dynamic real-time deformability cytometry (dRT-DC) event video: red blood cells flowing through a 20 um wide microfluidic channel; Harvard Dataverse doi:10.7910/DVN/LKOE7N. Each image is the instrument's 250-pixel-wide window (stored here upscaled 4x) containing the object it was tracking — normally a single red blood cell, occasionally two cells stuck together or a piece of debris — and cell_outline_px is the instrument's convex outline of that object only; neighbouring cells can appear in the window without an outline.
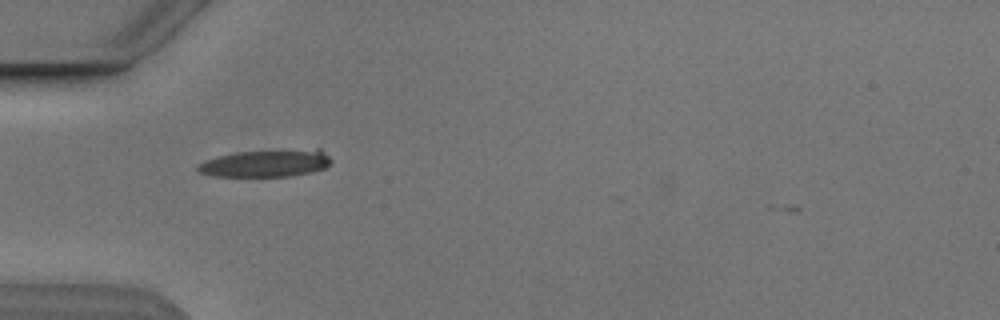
{"species": "Egyptian fruit bat (a non-hibernating species)", "species_latin": "Rousettus aegyptiacus", "temperature_condition": "cold", "stored_images_in_passage": 7, "camera_frame_rate_fps": 3000, "um_per_image_px": 0.085, "animal": {"sex": "male"}, "frame": {"image": 1, "passage_image": 1, "time_ms": 0.0, "image_size_px": [1000, 320], "cell_outline_px": [[332, 164], [324, 168], [308, 172], [288, 176], [212, 176], [200, 172], [196, 168], [204, 160], [236, 152], [316, 148], [320, 148], [332, 160]], "centroid_in_image_um": [22.65, 13.86], "position_along_channel_um": 62.4, "area_um2": 21.15}}
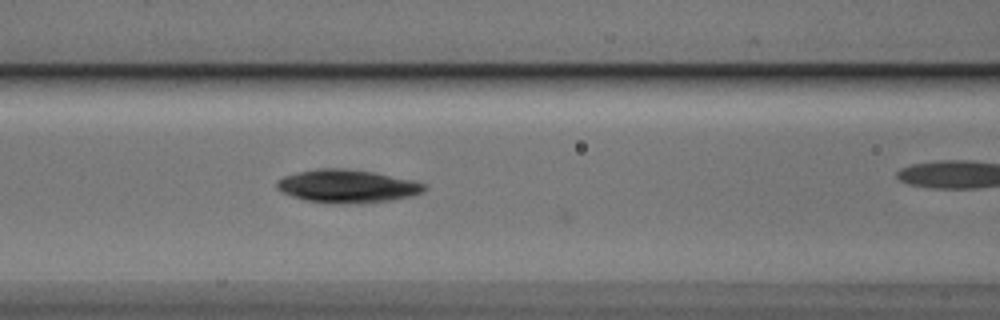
{"frame": {"image": 2, "passage_image": 3, "time_ms": 0.667, "image_size_px": [1000, 320], "cell_outline_px": [[428, 188], [424, 192], [412, 196], [392, 200], [360, 204], [336, 204], [304, 200], [292, 196], [276, 188], [276, 180], [284, 176], [296, 172], [316, 168], [344, 168], [372, 172], [412, 180], [424, 184]], "centroid_in_image_um": [29.51, 15.83], "position_along_channel_um": 137.1, "area_um2": 28.73}}
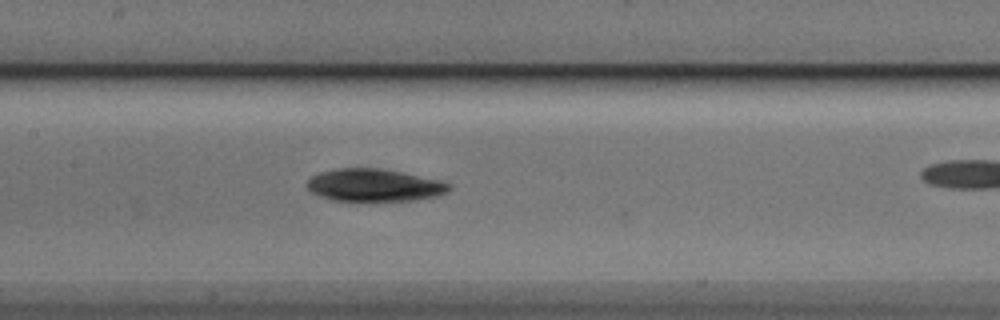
{"frame": {"image": 3, "passage_image": 6, "time_ms": 1.667, "image_size_px": [1000, 320], "cell_outline_px": [[452, 188], [448, 192], [440, 196], [416, 200], [372, 204], [364, 204], [332, 200], [320, 196], [312, 192], [304, 184], [312, 176], [320, 172], [336, 168], [380, 168], [404, 172], [440, 180], [452, 184]], "centroid_in_image_um": [31.85, 15.79], "position_along_channel_um": 175.6, "area_um2": 28.44}}